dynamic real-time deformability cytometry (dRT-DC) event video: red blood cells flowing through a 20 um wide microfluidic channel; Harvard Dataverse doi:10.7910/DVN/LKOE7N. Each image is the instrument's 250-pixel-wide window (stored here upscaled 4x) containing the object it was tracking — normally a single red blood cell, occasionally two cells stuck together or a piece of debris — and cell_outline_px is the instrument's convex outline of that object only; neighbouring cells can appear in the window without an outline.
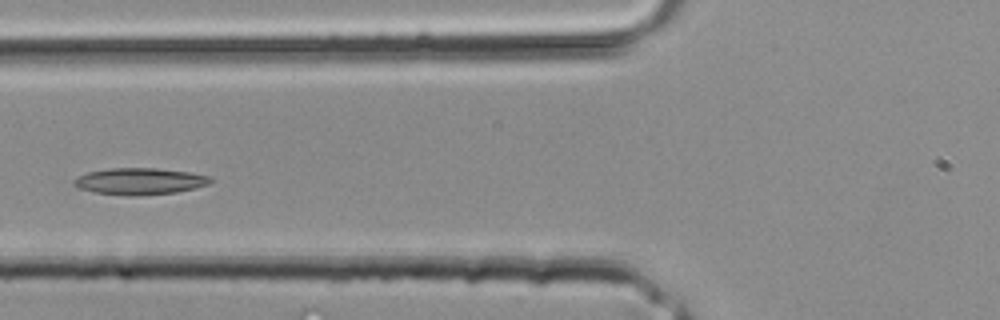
{"species": "common noctule bat (a hibernating species)", "species_latin": "Nyctalus noctula", "temperature_condition": "room temperature", "stored_images_in_passage": 24, "camera_frame_rate_fps": 3000, "um_per_image_px": 0.085, "animal": {"sex": "male", "body_mass_g": 20.4}, "frame": {"image": 1, "passage_image": 3, "time_ms": 0.667, "image_size_px": [1000, 320], "cell_outline_px": [[216, 180], [208, 184], [176, 192], [140, 196], [132, 196], [92, 192], [80, 188], [72, 184], [72, 180], [88, 172], [108, 168], [156, 168], [188, 172], [212, 176]], "centroid_in_image_um": [11.89, 15.41], "position_along_channel_um": 113.9, "area_um2": 21.27}}
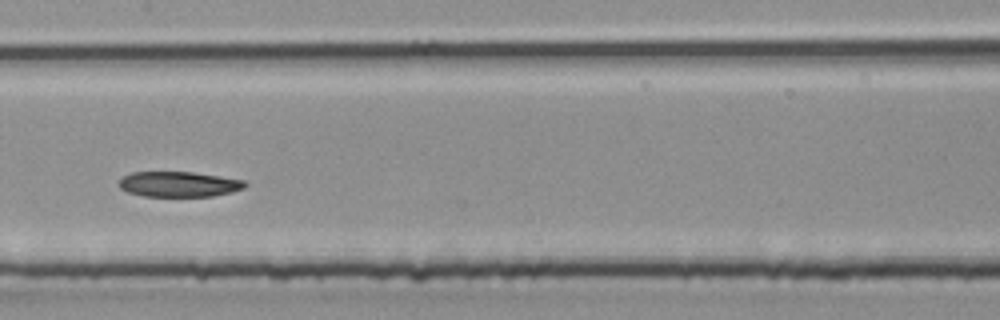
{"frame": {"image": 2, "passage_image": 7, "time_ms": 2.0, "image_size_px": [1000, 320], "cell_outline_px": [[248, 184], [244, 188], [232, 192], [212, 196], [144, 196], [128, 192], [120, 188], [120, 180], [124, 176], [132, 172], [192, 172], [220, 176], [244, 180]], "centroid_in_image_um": [15.23, 15.65], "position_along_channel_um": 192.2, "area_um2": 18.5}}
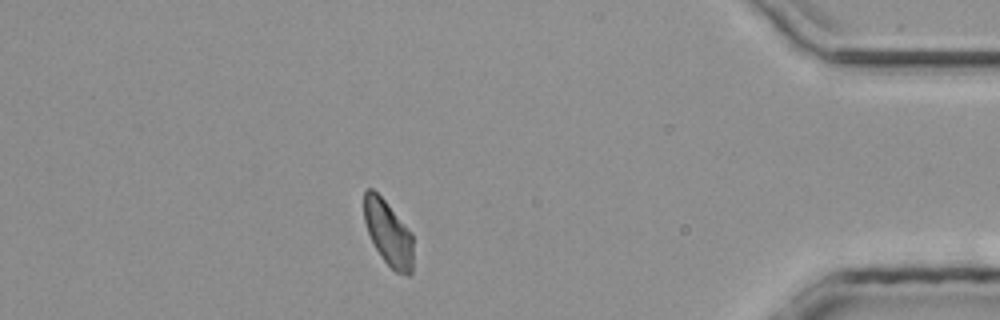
{"frame": {"image": 3, "passage_image": 20, "time_ms": 6.333, "image_size_px": [1000, 320], "cell_outline_px": [[412, 272], [408, 276], [396, 272], [380, 256], [368, 232], [364, 220], [364, 188], [372, 188], [384, 200], [412, 232]], "centroid_in_image_um": [33.0, 19.8], "position_along_channel_um": 402.2, "area_um2": 18.5}}